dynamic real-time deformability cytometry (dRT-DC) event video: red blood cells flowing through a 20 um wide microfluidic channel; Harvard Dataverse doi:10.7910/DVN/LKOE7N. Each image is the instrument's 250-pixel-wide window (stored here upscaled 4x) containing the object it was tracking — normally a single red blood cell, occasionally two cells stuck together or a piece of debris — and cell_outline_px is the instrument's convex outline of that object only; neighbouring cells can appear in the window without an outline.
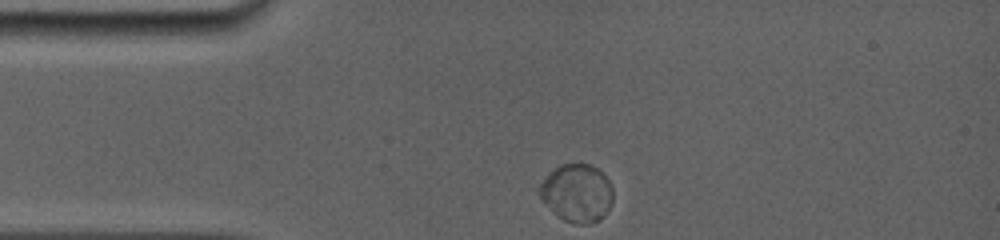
{"species": "common noctule bat (a hibernating species)", "species_latin": "Nyctalus noctula", "temperature_condition": "room temperature", "stored_images_in_passage": 60, "camera_frame_rate_fps": 5000, "um_per_image_px": 0.085, "animal": {"sex": "female", "body_mass_g": 19.0, "forearm_length_mm": 56.7}, "frame": {"image": 1, "passage_image": 1, "time_ms": 0.0, "image_size_px": [1000, 240], "cell_outline_px": [[612, 204], [600, 220], [588, 224], [572, 224], [556, 216], [540, 200], [536, 192], [536, 188], [560, 164], [588, 164], [604, 172], [612, 184]], "centroid_in_image_um": [49.03, 16.43], "position_along_channel_um": 36.0, "area_um2": 25.26}}
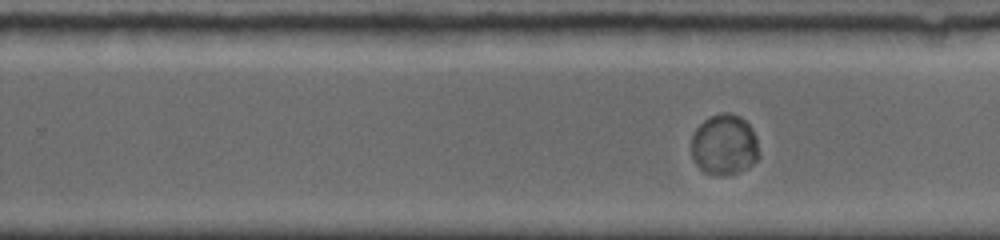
{"frame": {"image": 2, "passage_image": 35, "time_ms": 6.8, "image_size_px": [1000, 240], "cell_outline_px": [[760, 156], [748, 168], [724, 176], [720, 176], [704, 172], [696, 164], [692, 156], [692, 136], [696, 128], [708, 116], [720, 112], [728, 112], [740, 116], [752, 128], [756, 136]], "centroid_in_image_um": [61.57, 12.29], "position_along_channel_um": 268.2, "area_um2": 24.16}}
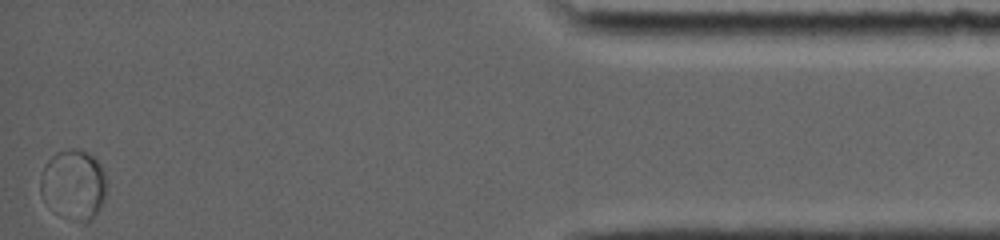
{"frame": {"image": 3, "passage_image": 60, "time_ms": 12.6, "image_size_px": [1000, 240], "cell_outline_px": [[104, 196], [100, 208], [92, 220], [88, 224], [84, 224], [44, 172], [44, 168], [48, 160], [56, 152], [68, 148], [72, 148], [88, 152], [100, 164], [104, 172]], "centroid_in_image_um": [6.62, 15.39], "position_along_channel_um": 428.6, "area_um2": 21.39}, "authors_computed_cell_mechanics": {"area_um2": 24.6228, "velocity_mm_per_s": 3.8218, "shape_relaxation_time_tau1_ms": 1.7886, "shape_relaxation_time_tau2_ms": 3.701, "deformation_change_tau1": 0.0226, "deformation_change_tau2": null}}